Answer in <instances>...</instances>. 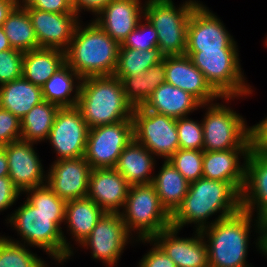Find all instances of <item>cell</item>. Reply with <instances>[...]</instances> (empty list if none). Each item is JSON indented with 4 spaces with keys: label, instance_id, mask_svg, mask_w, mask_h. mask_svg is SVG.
<instances>
[{
    "label": "cell",
    "instance_id": "1",
    "mask_svg": "<svg viewBox=\"0 0 267 267\" xmlns=\"http://www.w3.org/2000/svg\"><path fill=\"white\" fill-rule=\"evenodd\" d=\"M241 209V194L229 182L201 177L190 182L181 205L171 215V227L181 230L186 224L194 223L196 230L201 231ZM218 212L221 214L214 221L207 222Z\"/></svg>",
    "mask_w": 267,
    "mask_h": 267
},
{
    "label": "cell",
    "instance_id": "2",
    "mask_svg": "<svg viewBox=\"0 0 267 267\" xmlns=\"http://www.w3.org/2000/svg\"><path fill=\"white\" fill-rule=\"evenodd\" d=\"M75 28L65 51L66 64L82 79L90 76H112L115 73L120 44L94 20Z\"/></svg>",
    "mask_w": 267,
    "mask_h": 267
},
{
    "label": "cell",
    "instance_id": "3",
    "mask_svg": "<svg viewBox=\"0 0 267 267\" xmlns=\"http://www.w3.org/2000/svg\"><path fill=\"white\" fill-rule=\"evenodd\" d=\"M77 107L89 128L132 121L133 107L126 101L121 80L114 75L83 78Z\"/></svg>",
    "mask_w": 267,
    "mask_h": 267
},
{
    "label": "cell",
    "instance_id": "4",
    "mask_svg": "<svg viewBox=\"0 0 267 267\" xmlns=\"http://www.w3.org/2000/svg\"><path fill=\"white\" fill-rule=\"evenodd\" d=\"M7 220L6 223H10L22 237V244L42 249L59 264L74 255L60 227L65 221V213L40 212L25 200Z\"/></svg>",
    "mask_w": 267,
    "mask_h": 267
},
{
    "label": "cell",
    "instance_id": "5",
    "mask_svg": "<svg viewBox=\"0 0 267 267\" xmlns=\"http://www.w3.org/2000/svg\"><path fill=\"white\" fill-rule=\"evenodd\" d=\"M252 217L241 209L201 230L207 240L209 267H251L246 257Z\"/></svg>",
    "mask_w": 267,
    "mask_h": 267
},
{
    "label": "cell",
    "instance_id": "6",
    "mask_svg": "<svg viewBox=\"0 0 267 267\" xmlns=\"http://www.w3.org/2000/svg\"><path fill=\"white\" fill-rule=\"evenodd\" d=\"M199 1L188 0L181 6H174L172 0H147L144 17L157 32L158 48L166 56L185 55L189 18Z\"/></svg>",
    "mask_w": 267,
    "mask_h": 267
},
{
    "label": "cell",
    "instance_id": "7",
    "mask_svg": "<svg viewBox=\"0 0 267 267\" xmlns=\"http://www.w3.org/2000/svg\"><path fill=\"white\" fill-rule=\"evenodd\" d=\"M238 49L186 51L193 64L221 97H242L252 94L240 67Z\"/></svg>",
    "mask_w": 267,
    "mask_h": 267
},
{
    "label": "cell",
    "instance_id": "8",
    "mask_svg": "<svg viewBox=\"0 0 267 267\" xmlns=\"http://www.w3.org/2000/svg\"><path fill=\"white\" fill-rule=\"evenodd\" d=\"M120 214L129 234L136 230V240L153 239L171 226V215L161 205L152 183L130 185Z\"/></svg>",
    "mask_w": 267,
    "mask_h": 267
},
{
    "label": "cell",
    "instance_id": "9",
    "mask_svg": "<svg viewBox=\"0 0 267 267\" xmlns=\"http://www.w3.org/2000/svg\"><path fill=\"white\" fill-rule=\"evenodd\" d=\"M203 126V150L251 149L250 127L245 119L226 105L206 104Z\"/></svg>",
    "mask_w": 267,
    "mask_h": 267
},
{
    "label": "cell",
    "instance_id": "10",
    "mask_svg": "<svg viewBox=\"0 0 267 267\" xmlns=\"http://www.w3.org/2000/svg\"><path fill=\"white\" fill-rule=\"evenodd\" d=\"M132 121L134 139L154 156L168 160L179 149L177 119L139 107L133 109Z\"/></svg>",
    "mask_w": 267,
    "mask_h": 267
},
{
    "label": "cell",
    "instance_id": "11",
    "mask_svg": "<svg viewBox=\"0 0 267 267\" xmlns=\"http://www.w3.org/2000/svg\"><path fill=\"white\" fill-rule=\"evenodd\" d=\"M132 139L133 121L90 128L84 158L91 169L114 168L123 149Z\"/></svg>",
    "mask_w": 267,
    "mask_h": 267
},
{
    "label": "cell",
    "instance_id": "12",
    "mask_svg": "<svg viewBox=\"0 0 267 267\" xmlns=\"http://www.w3.org/2000/svg\"><path fill=\"white\" fill-rule=\"evenodd\" d=\"M242 210L257 213L256 247L264 254V222L267 220V154L251 150L246 160L245 183L241 192ZM255 209V210H254ZM262 251V252H261Z\"/></svg>",
    "mask_w": 267,
    "mask_h": 267
},
{
    "label": "cell",
    "instance_id": "13",
    "mask_svg": "<svg viewBox=\"0 0 267 267\" xmlns=\"http://www.w3.org/2000/svg\"><path fill=\"white\" fill-rule=\"evenodd\" d=\"M89 129L77 106L60 107L47 139L56 160L84 157Z\"/></svg>",
    "mask_w": 267,
    "mask_h": 267
},
{
    "label": "cell",
    "instance_id": "14",
    "mask_svg": "<svg viewBox=\"0 0 267 267\" xmlns=\"http://www.w3.org/2000/svg\"><path fill=\"white\" fill-rule=\"evenodd\" d=\"M130 236L121 214L104 213L80 245L91 249L93 259L102 260L106 266L114 267L126 244L131 242L133 237Z\"/></svg>",
    "mask_w": 267,
    "mask_h": 267
},
{
    "label": "cell",
    "instance_id": "15",
    "mask_svg": "<svg viewBox=\"0 0 267 267\" xmlns=\"http://www.w3.org/2000/svg\"><path fill=\"white\" fill-rule=\"evenodd\" d=\"M205 6L199 3L190 15L186 51L238 49L225 25Z\"/></svg>",
    "mask_w": 267,
    "mask_h": 267
},
{
    "label": "cell",
    "instance_id": "16",
    "mask_svg": "<svg viewBox=\"0 0 267 267\" xmlns=\"http://www.w3.org/2000/svg\"><path fill=\"white\" fill-rule=\"evenodd\" d=\"M38 41V48H54L66 51L70 46L79 16L76 13H51L29 7L23 0Z\"/></svg>",
    "mask_w": 267,
    "mask_h": 267
},
{
    "label": "cell",
    "instance_id": "17",
    "mask_svg": "<svg viewBox=\"0 0 267 267\" xmlns=\"http://www.w3.org/2000/svg\"><path fill=\"white\" fill-rule=\"evenodd\" d=\"M35 142L18 140L4 146L9 177L14 186L24 193L28 189L45 185L47 173L34 149Z\"/></svg>",
    "mask_w": 267,
    "mask_h": 267
},
{
    "label": "cell",
    "instance_id": "18",
    "mask_svg": "<svg viewBox=\"0 0 267 267\" xmlns=\"http://www.w3.org/2000/svg\"><path fill=\"white\" fill-rule=\"evenodd\" d=\"M48 170L46 184L59 198L87 197L91 167L84 157L55 160Z\"/></svg>",
    "mask_w": 267,
    "mask_h": 267
},
{
    "label": "cell",
    "instance_id": "19",
    "mask_svg": "<svg viewBox=\"0 0 267 267\" xmlns=\"http://www.w3.org/2000/svg\"><path fill=\"white\" fill-rule=\"evenodd\" d=\"M165 82L193 95L202 105L214 103L215 99L233 100L221 97L206 81L204 74L187 55L164 57Z\"/></svg>",
    "mask_w": 267,
    "mask_h": 267
},
{
    "label": "cell",
    "instance_id": "20",
    "mask_svg": "<svg viewBox=\"0 0 267 267\" xmlns=\"http://www.w3.org/2000/svg\"><path fill=\"white\" fill-rule=\"evenodd\" d=\"M179 229L168 227L152 240L171 258L176 267H209L208 248L201 231L190 238L177 237Z\"/></svg>",
    "mask_w": 267,
    "mask_h": 267
},
{
    "label": "cell",
    "instance_id": "21",
    "mask_svg": "<svg viewBox=\"0 0 267 267\" xmlns=\"http://www.w3.org/2000/svg\"><path fill=\"white\" fill-rule=\"evenodd\" d=\"M130 184L114 168L91 169L87 197L105 213L120 214L124 208Z\"/></svg>",
    "mask_w": 267,
    "mask_h": 267
},
{
    "label": "cell",
    "instance_id": "22",
    "mask_svg": "<svg viewBox=\"0 0 267 267\" xmlns=\"http://www.w3.org/2000/svg\"><path fill=\"white\" fill-rule=\"evenodd\" d=\"M141 2V0H112L94 21L111 38L122 44L144 17V4L141 6Z\"/></svg>",
    "mask_w": 267,
    "mask_h": 267
},
{
    "label": "cell",
    "instance_id": "23",
    "mask_svg": "<svg viewBox=\"0 0 267 267\" xmlns=\"http://www.w3.org/2000/svg\"><path fill=\"white\" fill-rule=\"evenodd\" d=\"M250 151L251 149L204 151L202 177L229 182L241 194L245 183L246 160ZM240 158L244 159L243 164L239 161Z\"/></svg>",
    "mask_w": 267,
    "mask_h": 267
},
{
    "label": "cell",
    "instance_id": "24",
    "mask_svg": "<svg viewBox=\"0 0 267 267\" xmlns=\"http://www.w3.org/2000/svg\"><path fill=\"white\" fill-rule=\"evenodd\" d=\"M205 107L193 95L164 82L158 86L143 105L147 111L156 112L178 119L194 110Z\"/></svg>",
    "mask_w": 267,
    "mask_h": 267
},
{
    "label": "cell",
    "instance_id": "25",
    "mask_svg": "<svg viewBox=\"0 0 267 267\" xmlns=\"http://www.w3.org/2000/svg\"><path fill=\"white\" fill-rule=\"evenodd\" d=\"M153 154L135 139L123 149L114 169L130 184H149L153 182L155 161Z\"/></svg>",
    "mask_w": 267,
    "mask_h": 267
},
{
    "label": "cell",
    "instance_id": "26",
    "mask_svg": "<svg viewBox=\"0 0 267 267\" xmlns=\"http://www.w3.org/2000/svg\"><path fill=\"white\" fill-rule=\"evenodd\" d=\"M66 64L65 51L54 48H37L24 52L22 77L42 87Z\"/></svg>",
    "mask_w": 267,
    "mask_h": 267
},
{
    "label": "cell",
    "instance_id": "27",
    "mask_svg": "<svg viewBox=\"0 0 267 267\" xmlns=\"http://www.w3.org/2000/svg\"><path fill=\"white\" fill-rule=\"evenodd\" d=\"M44 101L41 87L22 78L0 86V107L20 120L37 104Z\"/></svg>",
    "mask_w": 267,
    "mask_h": 267
},
{
    "label": "cell",
    "instance_id": "28",
    "mask_svg": "<svg viewBox=\"0 0 267 267\" xmlns=\"http://www.w3.org/2000/svg\"><path fill=\"white\" fill-rule=\"evenodd\" d=\"M105 212L90 198H78L66 202L65 225L72 239L80 244L90 235Z\"/></svg>",
    "mask_w": 267,
    "mask_h": 267
},
{
    "label": "cell",
    "instance_id": "29",
    "mask_svg": "<svg viewBox=\"0 0 267 267\" xmlns=\"http://www.w3.org/2000/svg\"><path fill=\"white\" fill-rule=\"evenodd\" d=\"M121 80L126 101L134 108L143 107L155 89L166 79L163 61L133 76H115Z\"/></svg>",
    "mask_w": 267,
    "mask_h": 267
},
{
    "label": "cell",
    "instance_id": "30",
    "mask_svg": "<svg viewBox=\"0 0 267 267\" xmlns=\"http://www.w3.org/2000/svg\"><path fill=\"white\" fill-rule=\"evenodd\" d=\"M152 184L161 205L172 215L186 196L190 182L178 172L169 160H164L161 170L156 176L154 175Z\"/></svg>",
    "mask_w": 267,
    "mask_h": 267
},
{
    "label": "cell",
    "instance_id": "31",
    "mask_svg": "<svg viewBox=\"0 0 267 267\" xmlns=\"http://www.w3.org/2000/svg\"><path fill=\"white\" fill-rule=\"evenodd\" d=\"M81 80L82 78L65 64L41 87L43 99L59 107L77 106ZM72 92L75 93L71 97Z\"/></svg>",
    "mask_w": 267,
    "mask_h": 267
},
{
    "label": "cell",
    "instance_id": "32",
    "mask_svg": "<svg viewBox=\"0 0 267 267\" xmlns=\"http://www.w3.org/2000/svg\"><path fill=\"white\" fill-rule=\"evenodd\" d=\"M2 28L12 49L28 52L38 48V41L31 19L20 3L8 15Z\"/></svg>",
    "mask_w": 267,
    "mask_h": 267
},
{
    "label": "cell",
    "instance_id": "33",
    "mask_svg": "<svg viewBox=\"0 0 267 267\" xmlns=\"http://www.w3.org/2000/svg\"><path fill=\"white\" fill-rule=\"evenodd\" d=\"M59 108L45 100L35 105L21 119V140L35 143L47 140Z\"/></svg>",
    "mask_w": 267,
    "mask_h": 267
},
{
    "label": "cell",
    "instance_id": "34",
    "mask_svg": "<svg viewBox=\"0 0 267 267\" xmlns=\"http://www.w3.org/2000/svg\"><path fill=\"white\" fill-rule=\"evenodd\" d=\"M159 48L146 50L124 48L121 44L114 76H133L144 73L148 68L163 61Z\"/></svg>",
    "mask_w": 267,
    "mask_h": 267
},
{
    "label": "cell",
    "instance_id": "35",
    "mask_svg": "<svg viewBox=\"0 0 267 267\" xmlns=\"http://www.w3.org/2000/svg\"><path fill=\"white\" fill-rule=\"evenodd\" d=\"M25 246L12 237L0 236V267H49Z\"/></svg>",
    "mask_w": 267,
    "mask_h": 267
},
{
    "label": "cell",
    "instance_id": "36",
    "mask_svg": "<svg viewBox=\"0 0 267 267\" xmlns=\"http://www.w3.org/2000/svg\"><path fill=\"white\" fill-rule=\"evenodd\" d=\"M204 150L178 149L168 160L188 181L193 182L203 175Z\"/></svg>",
    "mask_w": 267,
    "mask_h": 267
},
{
    "label": "cell",
    "instance_id": "37",
    "mask_svg": "<svg viewBox=\"0 0 267 267\" xmlns=\"http://www.w3.org/2000/svg\"><path fill=\"white\" fill-rule=\"evenodd\" d=\"M27 201L38 211L45 213H65L66 202L59 198L47 184L28 189ZM29 193V194H28Z\"/></svg>",
    "mask_w": 267,
    "mask_h": 267
},
{
    "label": "cell",
    "instance_id": "38",
    "mask_svg": "<svg viewBox=\"0 0 267 267\" xmlns=\"http://www.w3.org/2000/svg\"><path fill=\"white\" fill-rule=\"evenodd\" d=\"M176 127L179 137V149L203 150L202 122L194 121L186 116L177 119Z\"/></svg>",
    "mask_w": 267,
    "mask_h": 267
},
{
    "label": "cell",
    "instance_id": "39",
    "mask_svg": "<svg viewBox=\"0 0 267 267\" xmlns=\"http://www.w3.org/2000/svg\"><path fill=\"white\" fill-rule=\"evenodd\" d=\"M146 23L140 22L137 27L127 36L121 44L124 48L146 50L158 48V36L153 25L147 18H143Z\"/></svg>",
    "mask_w": 267,
    "mask_h": 267
},
{
    "label": "cell",
    "instance_id": "40",
    "mask_svg": "<svg viewBox=\"0 0 267 267\" xmlns=\"http://www.w3.org/2000/svg\"><path fill=\"white\" fill-rule=\"evenodd\" d=\"M24 52L9 49L0 52V86L22 78Z\"/></svg>",
    "mask_w": 267,
    "mask_h": 267
},
{
    "label": "cell",
    "instance_id": "41",
    "mask_svg": "<svg viewBox=\"0 0 267 267\" xmlns=\"http://www.w3.org/2000/svg\"><path fill=\"white\" fill-rule=\"evenodd\" d=\"M21 140V120L0 107V147Z\"/></svg>",
    "mask_w": 267,
    "mask_h": 267
},
{
    "label": "cell",
    "instance_id": "42",
    "mask_svg": "<svg viewBox=\"0 0 267 267\" xmlns=\"http://www.w3.org/2000/svg\"><path fill=\"white\" fill-rule=\"evenodd\" d=\"M141 242L153 243V247L147 252L141 261L139 267H176L174 261L167 256L164 250L152 239L136 240Z\"/></svg>",
    "mask_w": 267,
    "mask_h": 267
},
{
    "label": "cell",
    "instance_id": "43",
    "mask_svg": "<svg viewBox=\"0 0 267 267\" xmlns=\"http://www.w3.org/2000/svg\"><path fill=\"white\" fill-rule=\"evenodd\" d=\"M29 7L51 13H74L71 0H23Z\"/></svg>",
    "mask_w": 267,
    "mask_h": 267
},
{
    "label": "cell",
    "instance_id": "44",
    "mask_svg": "<svg viewBox=\"0 0 267 267\" xmlns=\"http://www.w3.org/2000/svg\"><path fill=\"white\" fill-rule=\"evenodd\" d=\"M21 196L9 176L0 177V212L12 206Z\"/></svg>",
    "mask_w": 267,
    "mask_h": 267
},
{
    "label": "cell",
    "instance_id": "45",
    "mask_svg": "<svg viewBox=\"0 0 267 267\" xmlns=\"http://www.w3.org/2000/svg\"><path fill=\"white\" fill-rule=\"evenodd\" d=\"M251 150L267 154V117L250 126Z\"/></svg>",
    "mask_w": 267,
    "mask_h": 267
},
{
    "label": "cell",
    "instance_id": "46",
    "mask_svg": "<svg viewBox=\"0 0 267 267\" xmlns=\"http://www.w3.org/2000/svg\"><path fill=\"white\" fill-rule=\"evenodd\" d=\"M112 0H71L74 13L78 16L83 10L93 12L97 16Z\"/></svg>",
    "mask_w": 267,
    "mask_h": 267
},
{
    "label": "cell",
    "instance_id": "47",
    "mask_svg": "<svg viewBox=\"0 0 267 267\" xmlns=\"http://www.w3.org/2000/svg\"><path fill=\"white\" fill-rule=\"evenodd\" d=\"M19 3L20 0H0V27Z\"/></svg>",
    "mask_w": 267,
    "mask_h": 267
},
{
    "label": "cell",
    "instance_id": "48",
    "mask_svg": "<svg viewBox=\"0 0 267 267\" xmlns=\"http://www.w3.org/2000/svg\"><path fill=\"white\" fill-rule=\"evenodd\" d=\"M9 176V167L4 147H0V177Z\"/></svg>",
    "mask_w": 267,
    "mask_h": 267
},
{
    "label": "cell",
    "instance_id": "49",
    "mask_svg": "<svg viewBox=\"0 0 267 267\" xmlns=\"http://www.w3.org/2000/svg\"><path fill=\"white\" fill-rule=\"evenodd\" d=\"M12 49L7 36L4 33L2 26L0 27V52Z\"/></svg>",
    "mask_w": 267,
    "mask_h": 267
},
{
    "label": "cell",
    "instance_id": "50",
    "mask_svg": "<svg viewBox=\"0 0 267 267\" xmlns=\"http://www.w3.org/2000/svg\"><path fill=\"white\" fill-rule=\"evenodd\" d=\"M264 256H267V220L264 222Z\"/></svg>",
    "mask_w": 267,
    "mask_h": 267
}]
</instances>
